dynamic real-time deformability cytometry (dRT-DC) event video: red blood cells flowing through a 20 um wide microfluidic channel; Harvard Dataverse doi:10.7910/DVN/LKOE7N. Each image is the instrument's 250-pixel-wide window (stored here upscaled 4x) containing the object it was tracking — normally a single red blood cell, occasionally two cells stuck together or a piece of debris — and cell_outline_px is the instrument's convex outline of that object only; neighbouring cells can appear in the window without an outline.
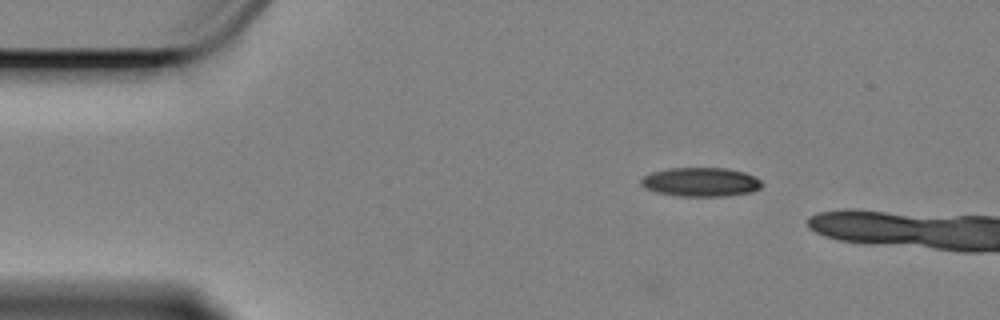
{"species": "Egyptian fruit bat (a non-hibernating species)", "species_latin": "Rousettus aegyptiacus", "temperature_condition": "cold", "stored_images_in_passage": 6, "camera_frame_rate_fps": 3000, "um_per_image_px": 0.085, "animal": {"sex": "female"}, "frame": {"image": 1, "passage_image": 1, "time_ms": 0.0, "image_size_px": [1000, 320], "cell_outline_px": [[764, 184], [760, 188], [752, 192], [724, 196], [680, 196], [656, 192], [644, 188], [640, 184], [640, 180], [644, 176], [652, 172], [668, 168], [728, 168], [744, 172], [760, 180]], "centroid_in_image_um": [59.55, 15.47], "position_along_channel_um": 25.4, "area_um2": 20.46}}